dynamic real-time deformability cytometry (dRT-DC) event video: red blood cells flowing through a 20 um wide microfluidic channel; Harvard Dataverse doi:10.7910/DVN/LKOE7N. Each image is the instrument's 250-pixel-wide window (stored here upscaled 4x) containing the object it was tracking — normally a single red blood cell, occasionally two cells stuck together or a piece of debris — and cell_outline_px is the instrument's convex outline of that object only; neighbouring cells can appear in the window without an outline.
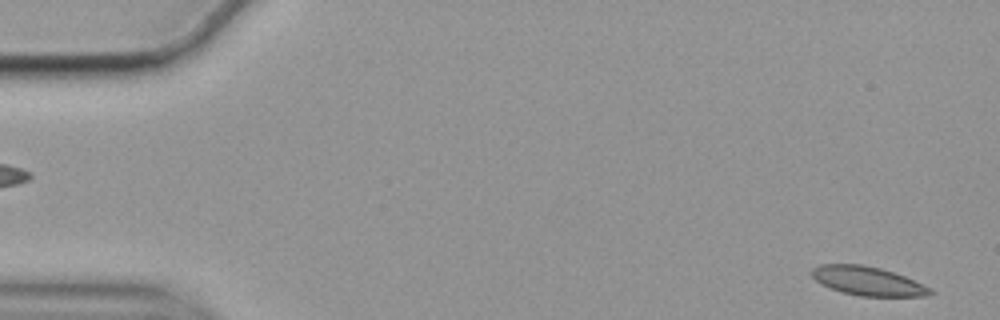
{"species": "common noctule bat (a hibernating species)", "species_latin": "Nyctalus noctula", "temperature_condition": "cold", "stored_images_in_passage": 56, "camera_frame_rate_fps": 3000, "um_per_image_px": 0.085, "animal": {"sex": "female", "body_mass_g": 19.9}, "frame": {"image": 1, "passage_image": 2, "time_ms": 0.333, "image_size_px": [1000, 320], "cell_outline_px": [[936, 292], [924, 296], [860, 296], [840, 292], [820, 284], [812, 276], [812, 268], [820, 264], [864, 264], [880, 268], [904, 276], [932, 288]], "centroid_in_image_um": [73.75, 23.89], "position_along_channel_um": 11.3, "area_um2": 20.0}}
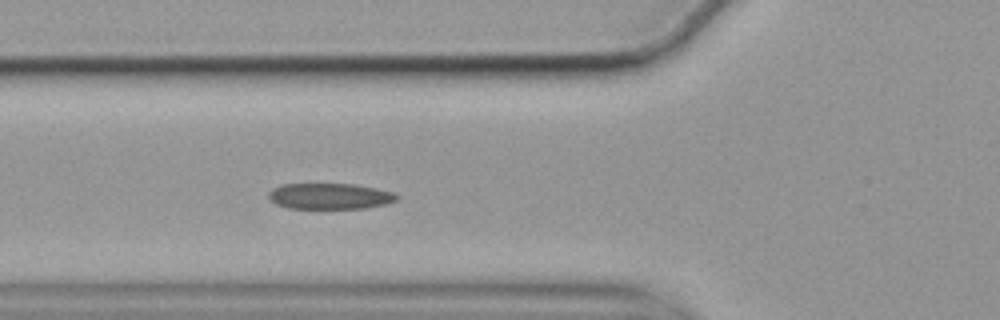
{"frame": {"image": 2, "passage_image": 20, "time_ms": 6.333, "image_size_px": [1000, 320], "cell_outline_px": [[400, 196], [396, 200], [384, 204], [364, 208], [288, 208], [276, 204], [268, 196], [268, 192], [272, 188], [280, 184], [352, 184], [376, 188], [392, 192]], "centroid_in_image_um": [28.0, 16.67], "position_along_channel_um": 97.8, "area_um2": 19.25}}
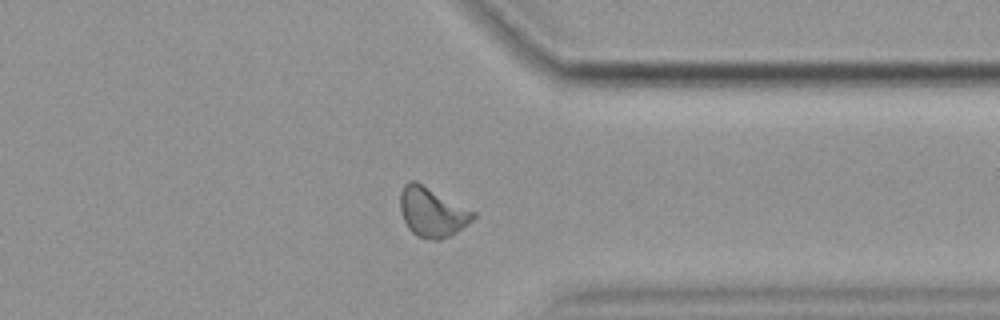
{"frame": {"image": 3, "passage_image": 44, "time_ms": 14.333, "image_size_px": [1000, 320], "cell_outline_px": [[476, 216], [468, 224], [456, 232], [440, 240], [432, 240], [416, 236], [408, 228], [404, 220], [400, 208], [400, 192], [404, 184], [408, 180], [416, 180], [476, 212]], "centroid_in_image_um": [36.72, 18.01], "position_along_channel_um": 374.7, "area_um2": 21.15}, "authors_computed_cell_mechanics": {"area_um2": 19.9988, "velocity_mm_per_s": 3.5089, "shape_relaxation_time_tau1_ms": 5.6367, "shape_relaxation_time_tau2_ms": 2.5874, "deformation_change_tau1": 0.1321, "deformation_change_tau2": 0.0804}}